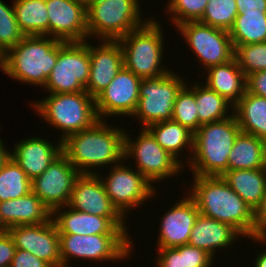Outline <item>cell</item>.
Here are the masks:
<instances>
[{
  "instance_id": "7dc6e473",
  "label": "cell",
  "mask_w": 266,
  "mask_h": 267,
  "mask_svg": "<svg viewBox=\"0 0 266 267\" xmlns=\"http://www.w3.org/2000/svg\"><path fill=\"white\" fill-rule=\"evenodd\" d=\"M255 258H254L255 261H253L254 262L253 265L255 264L254 267H266V249L265 251L261 250V252L258 253L257 257Z\"/></svg>"
},
{
  "instance_id": "681fc988",
  "label": "cell",
  "mask_w": 266,
  "mask_h": 267,
  "mask_svg": "<svg viewBox=\"0 0 266 267\" xmlns=\"http://www.w3.org/2000/svg\"><path fill=\"white\" fill-rule=\"evenodd\" d=\"M7 232V228L3 225L0 219V234Z\"/></svg>"
},
{
  "instance_id": "f1b7e54d",
  "label": "cell",
  "mask_w": 266,
  "mask_h": 267,
  "mask_svg": "<svg viewBox=\"0 0 266 267\" xmlns=\"http://www.w3.org/2000/svg\"><path fill=\"white\" fill-rule=\"evenodd\" d=\"M265 168L263 140L240 132L228 157V170Z\"/></svg>"
},
{
  "instance_id": "ffe728a7",
  "label": "cell",
  "mask_w": 266,
  "mask_h": 267,
  "mask_svg": "<svg viewBox=\"0 0 266 267\" xmlns=\"http://www.w3.org/2000/svg\"><path fill=\"white\" fill-rule=\"evenodd\" d=\"M99 44L93 46L89 40L90 72L85 90L94 99L124 66L123 52L118 40H100Z\"/></svg>"
},
{
  "instance_id": "7bdbcfd3",
  "label": "cell",
  "mask_w": 266,
  "mask_h": 267,
  "mask_svg": "<svg viewBox=\"0 0 266 267\" xmlns=\"http://www.w3.org/2000/svg\"><path fill=\"white\" fill-rule=\"evenodd\" d=\"M15 252L16 247L9 232L0 234V267H9Z\"/></svg>"
},
{
  "instance_id": "ac0fdd59",
  "label": "cell",
  "mask_w": 266,
  "mask_h": 267,
  "mask_svg": "<svg viewBox=\"0 0 266 267\" xmlns=\"http://www.w3.org/2000/svg\"><path fill=\"white\" fill-rule=\"evenodd\" d=\"M52 220L59 234L96 235L130 233L129 228L126 226V217H101L74 210L68 205L54 209L52 211Z\"/></svg>"
},
{
  "instance_id": "1f68e13d",
  "label": "cell",
  "mask_w": 266,
  "mask_h": 267,
  "mask_svg": "<svg viewBox=\"0 0 266 267\" xmlns=\"http://www.w3.org/2000/svg\"><path fill=\"white\" fill-rule=\"evenodd\" d=\"M233 46L266 42V13H242L229 30Z\"/></svg>"
},
{
  "instance_id": "8d00e7d4",
  "label": "cell",
  "mask_w": 266,
  "mask_h": 267,
  "mask_svg": "<svg viewBox=\"0 0 266 267\" xmlns=\"http://www.w3.org/2000/svg\"><path fill=\"white\" fill-rule=\"evenodd\" d=\"M8 6L0 0V49L4 53L25 37L16 20L13 5Z\"/></svg>"
},
{
  "instance_id": "7402d4cb",
  "label": "cell",
  "mask_w": 266,
  "mask_h": 267,
  "mask_svg": "<svg viewBox=\"0 0 266 267\" xmlns=\"http://www.w3.org/2000/svg\"><path fill=\"white\" fill-rule=\"evenodd\" d=\"M68 206L101 217H124L112 204L97 174H80L74 183Z\"/></svg>"
},
{
  "instance_id": "8fae6325",
  "label": "cell",
  "mask_w": 266,
  "mask_h": 267,
  "mask_svg": "<svg viewBox=\"0 0 266 267\" xmlns=\"http://www.w3.org/2000/svg\"><path fill=\"white\" fill-rule=\"evenodd\" d=\"M90 72L89 41L58 42L57 63L43 88L48 94L86 91Z\"/></svg>"
},
{
  "instance_id": "cb8c5ba5",
  "label": "cell",
  "mask_w": 266,
  "mask_h": 267,
  "mask_svg": "<svg viewBox=\"0 0 266 267\" xmlns=\"http://www.w3.org/2000/svg\"><path fill=\"white\" fill-rule=\"evenodd\" d=\"M0 219L8 229L20 225H35L52 220V211L33 192L0 202Z\"/></svg>"
},
{
  "instance_id": "83f0119b",
  "label": "cell",
  "mask_w": 266,
  "mask_h": 267,
  "mask_svg": "<svg viewBox=\"0 0 266 267\" xmlns=\"http://www.w3.org/2000/svg\"><path fill=\"white\" fill-rule=\"evenodd\" d=\"M233 113L242 132L266 139V98L246 90L234 105Z\"/></svg>"
},
{
  "instance_id": "277c9868",
  "label": "cell",
  "mask_w": 266,
  "mask_h": 267,
  "mask_svg": "<svg viewBox=\"0 0 266 267\" xmlns=\"http://www.w3.org/2000/svg\"><path fill=\"white\" fill-rule=\"evenodd\" d=\"M49 36H25L5 53L1 71L21 83L43 88L58 57V42Z\"/></svg>"
},
{
  "instance_id": "ee69618b",
  "label": "cell",
  "mask_w": 266,
  "mask_h": 267,
  "mask_svg": "<svg viewBox=\"0 0 266 267\" xmlns=\"http://www.w3.org/2000/svg\"><path fill=\"white\" fill-rule=\"evenodd\" d=\"M246 90L249 93L266 98V70L248 75Z\"/></svg>"
},
{
  "instance_id": "484cf974",
  "label": "cell",
  "mask_w": 266,
  "mask_h": 267,
  "mask_svg": "<svg viewBox=\"0 0 266 267\" xmlns=\"http://www.w3.org/2000/svg\"><path fill=\"white\" fill-rule=\"evenodd\" d=\"M146 129L152 134V136L156 139L157 143L163 149L169 152L183 166L186 167L184 163L188 164V161L190 162L193 154L194 134L191 131L173 120L153 123L149 125ZM187 149L189 150L190 157L187 156L185 162L182 158H179V153H181L182 150L184 151V153L185 150L188 152Z\"/></svg>"
},
{
  "instance_id": "60d3db41",
  "label": "cell",
  "mask_w": 266,
  "mask_h": 267,
  "mask_svg": "<svg viewBox=\"0 0 266 267\" xmlns=\"http://www.w3.org/2000/svg\"><path fill=\"white\" fill-rule=\"evenodd\" d=\"M155 267H184L183 254L174 248H156Z\"/></svg>"
},
{
  "instance_id": "7a4b0ae2",
  "label": "cell",
  "mask_w": 266,
  "mask_h": 267,
  "mask_svg": "<svg viewBox=\"0 0 266 267\" xmlns=\"http://www.w3.org/2000/svg\"><path fill=\"white\" fill-rule=\"evenodd\" d=\"M192 177V187L187 189L199 213L231 225L242 237L244 236V239L253 238L254 211L222 177Z\"/></svg>"
},
{
  "instance_id": "6da1fadb",
  "label": "cell",
  "mask_w": 266,
  "mask_h": 267,
  "mask_svg": "<svg viewBox=\"0 0 266 267\" xmlns=\"http://www.w3.org/2000/svg\"><path fill=\"white\" fill-rule=\"evenodd\" d=\"M109 125L107 119L98 120L62 141V153L80 174L95 175L103 166L108 168L125 160L126 129Z\"/></svg>"
},
{
  "instance_id": "4316f807",
  "label": "cell",
  "mask_w": 266,
  "mask_h": 267,
  "mask_svg": "<svg viewBox=\"0 0 266 267\" xmlns=\"http://www.w3.org/2000/svg\"><path fill=\"white\" fill-rule=\"evenodd\" d=\"M221 177L253 211L266 192V168L228 170Z\"/></svg>"
},
{
  "instance_id": "e575fe53",
  "label": "cell",
  "mask_w": 266,
  "mask_h": 267,
  "mask_svg": "<svg viewBox=\"0 0 266 267\" xmlns=\"http://www.w3.org/2000/svg\"><path fill=\"white\" fill-rule=\"evenodd\" d=\"M236 0H209L199 22L229 31L237 17Z\"/></svg>"
},
{
  "instance_id": "9a60e30c",
  "label": "cell",
  "mask_w": 266,
  "mask_h": 267,
  "mask_svg": "<svg viewBox=\"0 0 266 267\" xmlns=\"http://www.w3.org/2000/svg\"><path fill=\"white\" fill-rule=\"evenodd\" d=\"M141 78L124 66L95 98L96 112L99 120L111 116H132L139 102Z\"/></svg>"
},
{
  "instance_id": "8992f818",
  "label": "cell",
  "mask_w": 266,
  "mask_h": 267,
  "mask_svg": "<svg viewBox=\"0 0 266 267\" xmlns=\"http://www.w3.org/2000/svg\"><path fill=\"white\" fill-rule=\"evenodd\" d=\"M156 17L119 39L124 67L141 79L156 78L171 71L162 65L164 36ZM162 66V67H161Z\"/></svg>"
},
{
  "instance_id": "d6a6232c",
  "label": "cell",
  "mask_w": 266,
  "mask_h": 267,
  "mask_svg": "<svg viewBox=\"0 0 266 267\" xmlns=\"http://www.w3.org/2000/svg\"><path fill=\"white\" fill-rule=\"evenodd\" d=\"M30 192L31 180L10 157L0 168V202L20 198Z\"/></svg>"
},
{
  "instance_id": "52a82bcc",
  "label": "cell",
  "mask_w": 266,
  "mask_h": 267,
  "mask_svg": "<svg viewBox=\"0 0 266 267\" xmlns=\"http://www.w3.org/2000/svg\"><path fill=\"white\" fill-rule=\"evenodd\" d=\"M86 13L88 40H119L150 19L142 18L138 0H93L86 3Z\"/></svg>"
},
{
  "instance_id": "bcb514c9",
  "label": "cell",
  "mask_w": 266,
  "mask_h": 267,
  "mask_svg": "<svg viewBox=\"0 0 266 267\" xmlns=\"http://www.w3.org/2000/svg\"><path fill=\"white\" fill-rule=\"evenodd\" d=\"M6 147V148H5ZM10 158L9 149L6 145H3V140L0 138V168Z\"/></svg>"
},
{
  "instance_id": "4fadbf2b",
  "label": "cell",
  "mask_w": 266,
  "mask_h": 267,
  "mask_svg": "<svg viewBox=\"0 0 266 267\" xmlns=\"http://www.w3.org/2000/svg\"><path fill=\"white\" fill-rule=\"evenodd\" d=\"M183 39L200 61L204 70L211 66L229 62L234 58V47L229 31L203 24L199 21H188L176 26Z\"/></svg>"
},
{
  "instance_id": "d6986e66",
  "label": "cell",
  "mask_w": 266,
  "mask_h": 267,
  "mask_svg": "<svg viewBox=\"0 0 266 267\" xmlns=\"http://www.w3.org/2000/svg\"><path fill=\"white\" fill-rule=\"evenodd\" d=\"M186 194V197L177 200L161 216L157 248H174L188 244L199 210L193 198L187 192Z\"/></svg>"
},
{
  "instance_id": "d4e9b609",
  "label": "cell",
  "mask_w": 266,
  "mask_h": 267,
  "mask_svg": "<svg viewBox=\"0 0 266 267\" xmlns=\"http://www.w3.org/2000/svg\"><path fill=\"white\" fill-rule=\"evenodd\" d=\"M205 83L211 90L223 96L233 106L246 92L247 77L238 66L235 58L227 63L207 69Z\"/></svg>"
},
{
  "instance_id": "b9f144b4",
  "label": "cell",
  "mask_w": 266,
  "mask_h": 267,
  "mask_svg": "<svg viewBox=\"0 0 266 267\" xmlns=\"http://www.w3.org/2000/svg\"><path fill=\"white\" fill-rule=\"evenodd\" d=\"M9 267H50L45 261L37 258L32 253L16 249Z\"/></svg>"
},
{
  "instance_id": "9c48e42d",
  "label": "cell",
  "mask_w": 266,
  "mask_h": 267,
  "mask_svg": "<svg viewBox=\"0 0 266 267\" xmlns=\"http://www.w3.org/2000/svg\"><path fill=\"white\" fill-rule=\"evenodd\" d=\"M142 79L139 86V102L132 117H137L142 128L161 121L172 120L177 94L187 83L178 72ZM178 74V75H177ZM186 81V82H185Z\"/></svg>"
},
{
  "instance_id": "30bf717a",
  "label": "cell",
  "mask_w": 266,
  "mask_h": 267,
  "mask_svg": "<svg viewBox=\"0 0 266 267\" xmlns=\"http://www.w3.org/2000/svg\"><path fill=\"white\" fill-rule=\"evenodd\" d=\"M140 131L134 140L131 139L132 135L125 131L124 158H130L132 161L135 159L136 164L133 166L151 184L158 181L160 183V180H167L184 171V166L163 149L146 128H141Z\"/></svg>"
},
{
  "instance_id": "5b68a950",
  "label": "cell",
  "mask_w": 266,
  "mask_h": 267,
  "mask_svg": "<svg viewBox=\"0 0 266 267\" xmlns=\"http://www.w3.org/2000/svg\"><path fill=\"white\" fill-rule=\"evenodd\" d=\"M30 106L43 121L61 130V142L71 134L90 128L99 120L95 99L86 91L49 94L43 100L31 102Z\"/></svg>"
},
{
  "instance_id": "74e56055",
  "label": "cell",
  "mask_w": 266,
  "mask_h": 267,
  "mask_svg": "<svg viewBox=\"0 0 266 267\" xmlns=\"http://www.w3.org/2000/svg\"><path fill=\"white\" fill-rule=\"evenodd\" d=\"M209 0H169L166 13H169L173 27L188 21H199ZM172 16V17H171Z\"/></svg>"
},
{
  "instance_id": "c3c4849f",
  "label": "cell",
  "mask_w": 266,
  "mask_h": 267,
  "mask_svg": "<svg viewBox=\"0 0 266 267\" xmlns=\"http://www.w3.org/2000/svg\"><path fill=\"white\" fill-rule=\"evenodd\" d=\"M5 60V53L0 49V69L3 67Z\"/></svg>"
},
{
  "instance_id": "816d5d0a",
  "label": "cell",
  "mask_w": 266,
  "mask_h": 267,
  "mask_svg": "<svg viewBox=\"0 0 266 267\" xmlns=\"http://www.w3.org/2000/svg\"><path fill=\"white\" fill-rule=\"evenodd\" d=\"M71 1L85 2V0H71Z\"/></svg>"
},
{
  "instance_id": "2e32d148",
  "label": "cell",
  "mask_w": 266,
  "mask_h": 267,
  "mask_svg": "<svg viewBox=\"0 0 266 267\" xmlns=\"http://www.w3.org/2000/svg\"><path fill=\"white\" fill-rule=\"evenodd\" d=\"M16 249L28 251L50 267H62L60 241L53 220L35 225H20L7 229Z\"/></svg>"
},
{
  "instance_id": "ba28073f",
  "label": "cell",
  "mask_w": 266,
  "mask_h": 267,
  "mask_svg": "<svg viewBox=\"0 0 266 267\" xmlns=\"http://www.w3.org/2000/svg\"><path fill=\"white\" fill-rule=\"evenodd\" d=\"M130 238L131 234H59L62 267H68L74 258L113 263L130 259L134 247Z\"/></svg>"
},
{
  "instance_id": "ab89813d",
  "label": "cell",
  "mask_w": 266,
  "mask_h": 267,
  "mask_svg": "<svg viewBox=\"0 0 266 267\" xmlns=\"http://www.w3.org/2000/svg\"><path fill=\"white\" fill-rule=\"evenodd\" d=\"M248 239L266 245V192L254 210L253 238Z\"/></svg>"
},
{
  "instance_id": "e0dca14e",
  "label": "cell",
  "mask_w": 266,
  "mask_h": 267,
  "mask_svg": "<svg viewBox=\"0 0 266 267\" xmlns=\"http://www.w3.org/2000/svg\"><path fill=\"white\" fill-rule=\"evenodd\" d=\"M49 18L48 36L65 42L88 39L86 2L45 0Z\"/></svg>"
},
{
  "instance_id": "836d02e7",
  "label": "cell",
  "mask_w": 266,
  "mask_h": 267,
  "mask_svg": "<svg viewBox=\"0 0 266 267\" xmlns=\"http://www.w3.org/2000/svg\"><path fill=\"white\" fill-rule=\"evenodd\" d=\"M172 120L186 127L193 134L198 130V108L195 99V84L186 83L177 94Z\"/></svg>"
},
{
  "instance_id": "4dcf8cb0",
  "label": "cell",
  "mask_w": 266,
  "mask_h": 267,
  "mask_svg": "<svg viewBox=\"0 0 266 267\" xmlns=\"http://www.w3.org/2000/svg\"><path fill=\"white\" fill-rule=\"evenodd\" d=\"M195 99L198 108V129L201 125L230 117L234 108L223 96L206 84L195 81Z\"/></svg>"
},
{
  "instance_id": "3957f363",
  "label": "cell",
  "mask_w": 266,
  "mask_h": 267,
  "mask_svg": "<svg viewBox=\"0 0 266 267\" xmlns=\"http://www.w3.org/2000/svg\"><path fill=\"white\" fill-rule=\"evenodd\" d=\"M203 124L194 133L193 154L186 164L193 176H219L228 171V157L241 132L236 116Z\"/></svg>"
},
{
  "instance_id": "f546056e",
  "label": "cell",
  "mask_w": 266,
  "mask_h": 267,
  "mask_svg": "<svg viewBox=\"0 0 266 267\" xmlns=\"http://www.w3.org/2000/svg\"><path fill=\"white\" fill-rule=\"evenodd\" d=\"M18 25L25 36H48V13L45 0H13Z\"/></svg>"
},
{
  "instance_id": "f6af8a7d",
  "label": "cell",
  "mask_w": 266,
  "mask_h": 267,
  "mask_svg": "<svg viewBox=\"0 0 266 267\" xmlns=\"http://www.w3.org/2000/svg\"><path fill=\"white\" fill-rule=\"evenodd\" d=\"M237 13H266V0H236Z\"/></svg>"
},
{
  "instance_id": "5bb4252c",
  "label": "cell",
  "mask_w": 266,
  "mask_h": 267,
  "mask_svg": "<svg viewBox=\"0 0 266 267\" xmlns=\"http://www.w3.org/2000/svg\"><path fill=\"white\" fill-rule=\"evenodd\" d=\"M79 171L61 153L39 176L31 181L32 192L51 211L69 204Z\"/></svg>"
},
{
  "instance_id": "f35d334b",
  "label": "cell",
  "mask_w": 266,
  "mask_h": 267,
  "mask_svg": "<svg viewBox=\"0 0 266 267\" xmlns=\"http://www.w3.org/2000/svg\"><path fill=\"white\" fill-rule=\"evenodd\" d=\"M183 254L184 267H212L214 258L205 250L189 244L175 247Z\"/></svg>"
},
{
  "instance_id": "d590c367",
  "label": "cell",
  "mask_w": 266,
  "mask_h": 267,
  "mask_svg": "<svg viewBox=\"0 0 266 267\" xmlns=\"http://www.w3.org/2000/svg\"><path fill=\"white\" fill-rule=\"evenodd\" d=\"M234 47V58L245 76L266 70V42Z\"/></svg>"
},
{
  "instance_id": "603a6c76",
  "label": "cell",
  "mask_w": 266,
  "mask_h": 267,
  "mask_svg": "<svg viewBox=\"0 0 266 267\" xmlns=\"http://www.w3.org/2000/svg\"><path fill=\"white\" fill-rule=\"evenodd\" d=\"M241 236L231 225L199 213L191 230L188 244L205 250L215 259L217 250L227 249L228 246L232 248V244H237L238 237L241 238Z\"/></svg>"
},
{
  "instance_id": "44dd1931",
  "label": "cell",
  "mask_w": 266,
  "mask_h": 267,
  "mask_svg": "<svg viewBox=\"0 0 266 267\" xmlns=\"http://www.w3.org/2000/svg\"><path fill=\"white\" fill-rule=\"evenodd\" d=\"M32 136L15 143L10 151L11 159L25 172L32 181L42 174L62 153V142L56 145L47 138Z\"/></svg>"
},
{
  "instance_id": "7c38bea8",
  "label": "cell",
  "mask_w": 266,
  "mask_h": 267,
  "mask_svg": "<svg viewBox=\"0 0 266 267\" xmlns=\"http://www.w3.org/2000/svg\"><path fill=\"white\" fill-rule=\"evenodd\" d=\"M119 163L111 166L108 176L98 173L97 175L101 179L105 191L109 196L112 204L116 209L126 217V213H130L129 210H135L146 203L147 200L155 197L157 189L154 187L140 172L136 169H131L130 166ZM103 176V177H102Z\"/></svg>"
},
{
  "instance_id": "f907efd6",
  "label": "cell",
  "mask_w": 266,
  "mask_h": 267,
  "mask_svg": "<svg viewBox=\"0 0 266 267\" xmlns=\"http://www.w3.org/2000/svg\"><path fill=\"white\" fill-rule=\"evenodd\" d=\"M263 145H264V163L266 168V139L263 140Z\"/></svg>"
}]
</instances>
